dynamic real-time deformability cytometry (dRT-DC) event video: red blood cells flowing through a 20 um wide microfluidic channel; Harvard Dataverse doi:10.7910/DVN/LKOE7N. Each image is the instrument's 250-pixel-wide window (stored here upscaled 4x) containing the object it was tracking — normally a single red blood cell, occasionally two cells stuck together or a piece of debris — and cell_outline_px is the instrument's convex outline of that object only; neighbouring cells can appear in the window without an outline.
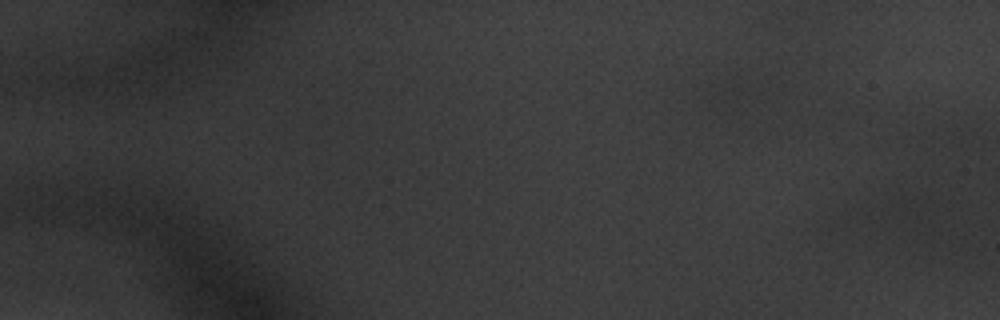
{"species": "common noctule bat (a hibernating species)", "species_latin": "Nyctalus noctula", "temperature_condition": "warm", "stored_images_in_passage": 16, "camera_frame_rate_fps": 3000, "um_per_image_px": 0.085, "animal": {"sex": "male", "body_mass_g": 20.1, "forearm_length_mm": 53.5}, "frame": {"image": 1, "passage_image": 1, "time_ms": 0.0, "image_size_px": [1000, 320], "cell_outline_px": [[968, 220], [932, 240], [928, 240], [872, 220], [856, 212], [892, 180], [960, 184], [968, 208]], "centroid_in_image_um": [78.07, 17.65], "position_along_channel_um": 6.9, "area_um2": 33.06}}
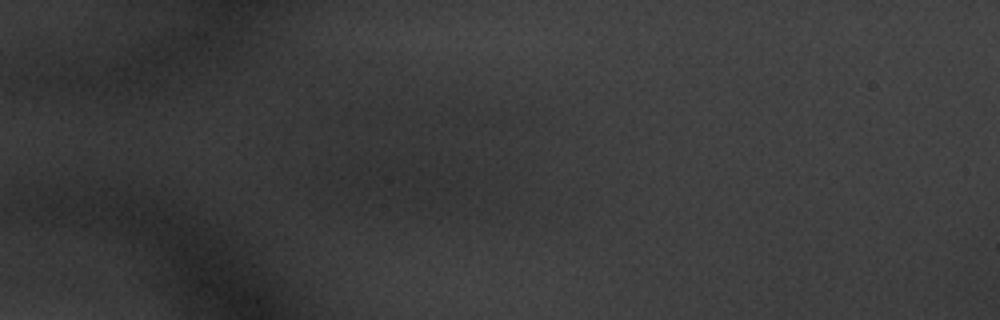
{"frame": {"image": 2, "passage_image": 16, "time_ms": 5.0, "image_size_px": [1000, 320], "cell_outline_px": [[464, 184], [456, 192], [432, 208], [420, 208], [360, 192], [352, 180], [352, 176], [360, 168], [384, 164], [444, 164], [464, 168]], "centroid_in_image_um": [34.9, 15.54], "position_along_channel_um": 50.1, "area_um2": 27.22}}